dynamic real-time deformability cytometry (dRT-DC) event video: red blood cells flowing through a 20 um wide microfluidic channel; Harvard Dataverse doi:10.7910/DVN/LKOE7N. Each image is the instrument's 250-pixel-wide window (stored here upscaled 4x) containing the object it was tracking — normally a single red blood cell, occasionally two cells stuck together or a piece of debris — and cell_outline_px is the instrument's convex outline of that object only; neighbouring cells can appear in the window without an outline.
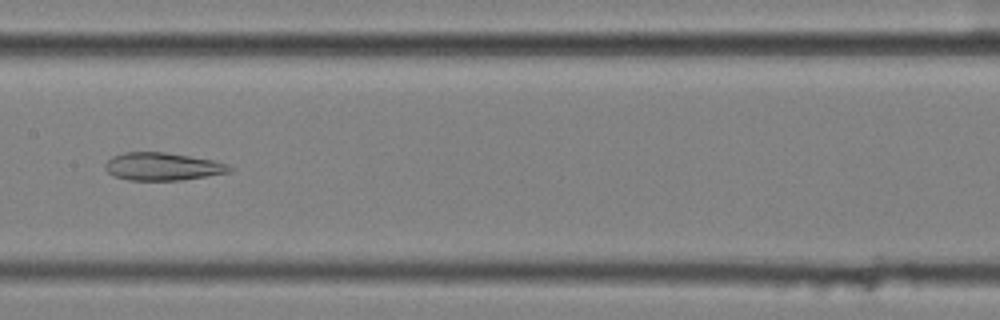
{"species": "common noctule bat (a hibernating species)", "species_latin": "Nyctalus noctula", "temperature_condition": "cold", "stored_images_in_passage": 49, "camera_frame_rate_fps": 3000, "um_per_image_px": 0.085, "animal": {"sex": "female", "body_mass_g": 25.1}, "frame": {"image": 1, "passage_image": 28, "time_ms": 9.0, "image_size_px": [1000, 320], "cell_outline_px": [[236, 168], [232, 172], [180, 180], [128, 180], [116, 176], [108, 172], [104, 168], [104, 164], [112, 156], [124, 152], [164, 152], [212, 160], [228, 164]], "centroid_in_image_um": [13.84, 14.15], "position_along_channel_um": 193.6, "area_um2": 20.11}}
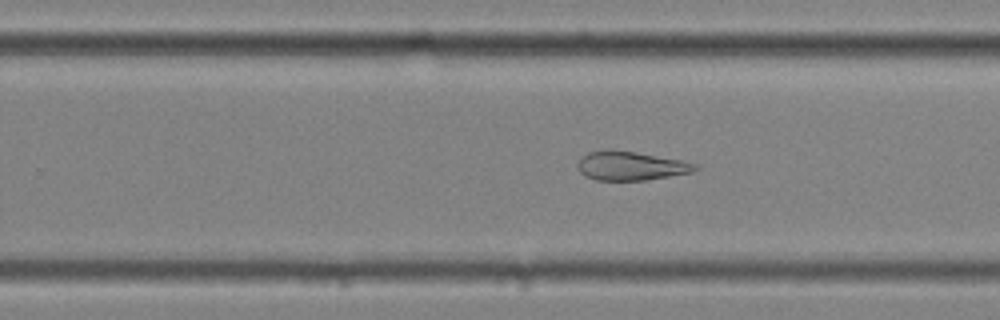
{"frame": {"image": 2, "passage_image": 35, "time_ms": 11.333, "image_size_px": [1000, 320], "cell_outline_px": [[700, 168], [692, 172], [644, 180], [596, 180], [584, 176], [580, 172], [576, 164], [588, 152], [608, 148], [636, 152], [680, 160], [700, 164]], "centroid_in_image_um": [53.6, 14.09], "position_along_channel_um": 276.2, "area_um2": 19.88}}
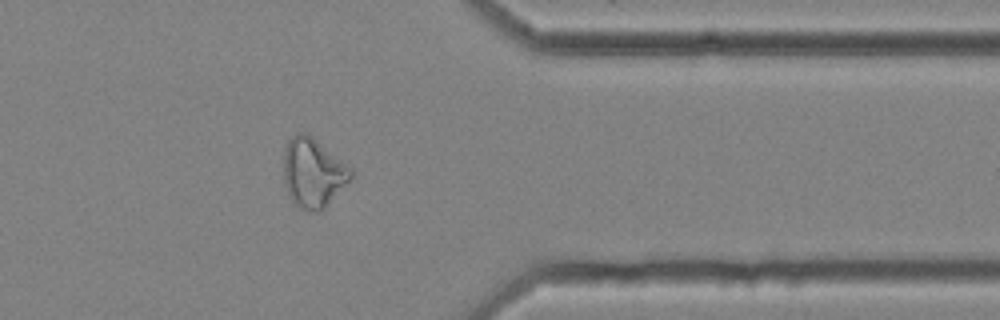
{"frame": {"image": 3, "passage_image": 45, "time_ms": 14.667, "image_size_px": [1000, 320], "cell_outline_px": [[352, 180], [320, 212], [316, 212], [300, 208], [288, 196], [284, 184], [284, 148], [288, 140], [296, 132], [308, 132], [352, 168]], "centroid_in_image_um": [26.62, 14.67], "position_along_channel_um": 384.8, "area_um2": 27.57}}